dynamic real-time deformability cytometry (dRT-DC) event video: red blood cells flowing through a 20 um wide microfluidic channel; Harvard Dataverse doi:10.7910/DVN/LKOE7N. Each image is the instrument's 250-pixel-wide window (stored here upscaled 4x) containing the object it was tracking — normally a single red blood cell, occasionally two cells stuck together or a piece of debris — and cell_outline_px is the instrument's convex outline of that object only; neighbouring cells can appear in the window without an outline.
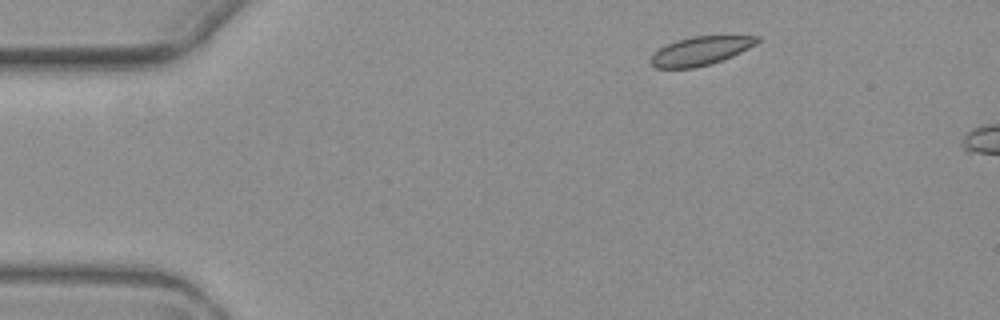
{"species": "common noctule bat (a hibernating species)", "species_latin": "Nyctalus noctula", "temperature_condition": "warm", "stored_images_in_passage": 3, "camera_frame_rate_fps": 3000, "um_per_image_px": 0.085, "animal": {"sex": "female", "body_mass_g": 19.3, "forearm_length_mm": 54.1}, "frame": {"image": 1, "passage_image": 1, "time_ms": 0.0, "image_size_px": [1000, 320], "cell_outline_px": [[760, 40], [756, 44], [732, 56], [712, 64], [692, 68], [656, 68], [648, 60], [660, 48], [676, 40], [692, 36], [760, 36]], "centroid_in_image_um": [59.54, 4.33], "position_along_channel_um": 25.5, "area_um2": 17.63}}